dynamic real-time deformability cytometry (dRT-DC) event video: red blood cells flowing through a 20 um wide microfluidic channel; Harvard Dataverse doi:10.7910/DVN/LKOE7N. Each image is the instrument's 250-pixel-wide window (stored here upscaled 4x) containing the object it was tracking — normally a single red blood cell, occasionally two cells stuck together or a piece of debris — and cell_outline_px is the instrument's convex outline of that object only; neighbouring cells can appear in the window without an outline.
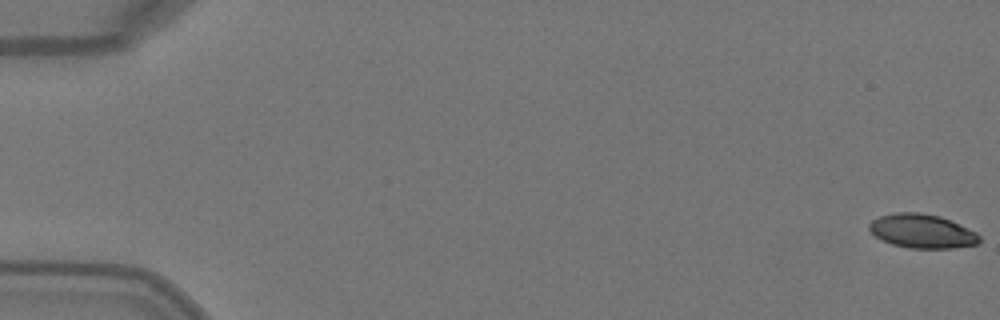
{"species": "Egyptian fruit bat (a non-hibernating species)", "species_latin": "Rousettus aegyptiacus", "temperature_condition": "warm", "stored_images_in_passage": 51, "camera_frame_rate_fps": 3000, "um_per_image_px": 0.085, "animal": {"sex": "female"}, "frame": {"image": 1, "passage_image": 1, "time_ms": 0.0, "image_size_px": [1000, 320], "cell_outline_px": [[980, 240], [976, 244], [956, 248], [908, 248], [892, 244], [876, 236], [868, 228], [868, 224], [872, 220], [880, 216], [896, 212], [920, 212], [940, 216], [976, 232], [980, 236]], "centroid_in_image_um": [78.37, 19.64], "position_along_channel_um": 6.6, "area_um2": 21.68}}
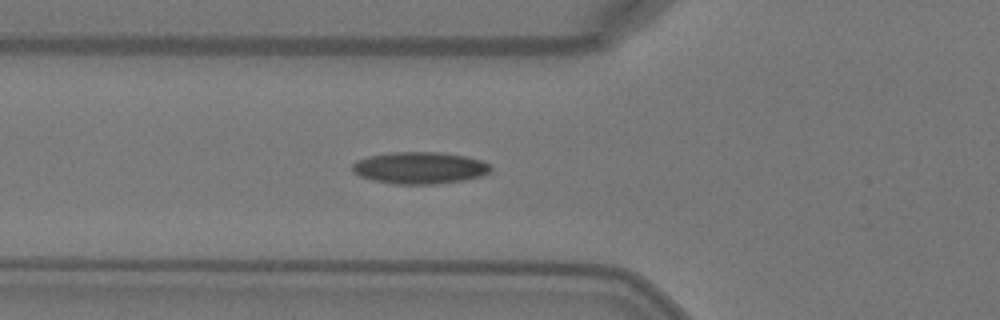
{"frame": {"image": 2, "passage_image": 19, "time_ms": 6.0, "image_size_px": [1000, 320], "cell_outline_px": [[492, 168], [484, 176], [464, 180], [436, 184], [396, 184], [372, 180], [360, 176], [352, 172], [352, 164], [356, 160], [368, 156], [392, 152], [436, 152], [464, 156], [480, 160], [488, 164]], "centroid_in_image_um": [35.65, 14.27], "position_along_channel_um": 90.2, "area_um2": 25.72}}
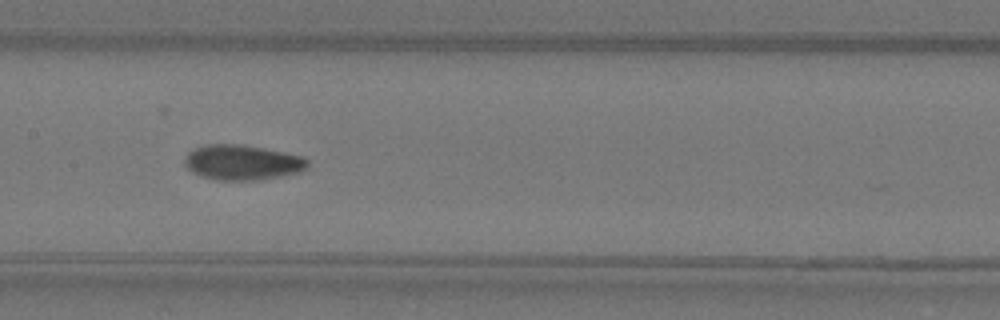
{"frame": {"image": 3, "passage_image": 26, "time_ms": 8.333, "image_size_px": [1000, 320], "cell_outline_px": [[308, 168], [300, 172], [260, 180], [216, 180], [192, 172], [184, 164], [184, 160], [188, 152], [192, 148], [208, 144], [236, 144], [264, 148], [304, 156], [308, 160]], "centroid_in_image_um": [20.61, 13.8], "position_along_channel_um": 186.8, "area_um2": 25.26}, "authors_computed_cell_mechanics": {"area_um2": 24.1026, "velocity_mm_per_s": 4.11, "shape_relaxation_time_tau1_ms": 7.4053, "shape_relaxation_time_tau2_ms": 1.6299, "deformation_change_tau1": 0.2073, "deformation_change_tau2": 0.0598}}